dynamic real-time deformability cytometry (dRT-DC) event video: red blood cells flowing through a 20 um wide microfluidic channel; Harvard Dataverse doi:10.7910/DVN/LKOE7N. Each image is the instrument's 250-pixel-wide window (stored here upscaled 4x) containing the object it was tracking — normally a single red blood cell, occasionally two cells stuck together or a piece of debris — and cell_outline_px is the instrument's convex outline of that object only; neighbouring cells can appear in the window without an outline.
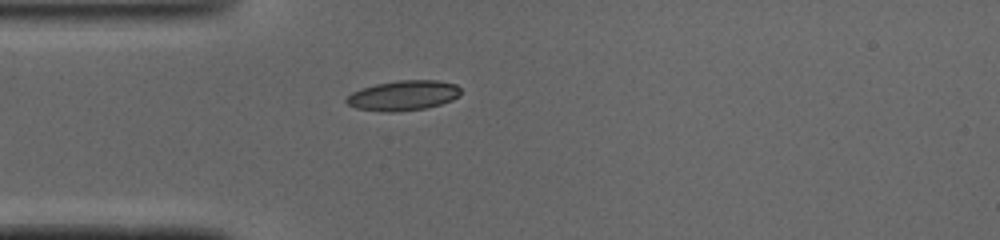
{"species": "common noctule bat (a hibernating species)", "species_latin": "Nyctalus noctula", "temperature_condition": "cold", "stored_images_in_passage": 21, "camera_frame_rate_fps": 3000, "um_per_image_px": 0.085, "animal": {"sex": "male", "body_mass_g": 19.0, "forearm_length_mm": 50.8}, "frame": {"image": 1, "passage_image": 1, "time_ms": 0.0, "image_size_px": [1000, 240], "cell_outline_px": [[460, 96], [452, 100], [440, 104], [424, 108], [392, 112], [380, 112], [356, 108], [348, 104], [344, 100], [352, 92], [376, 84], [396, 80], [436, 80], [456, 84], [460, 88]], "centroid_in_image_um": [34.28, 8.11], "position_along_channel_um": 50.7, "area_um2": 19.94}}
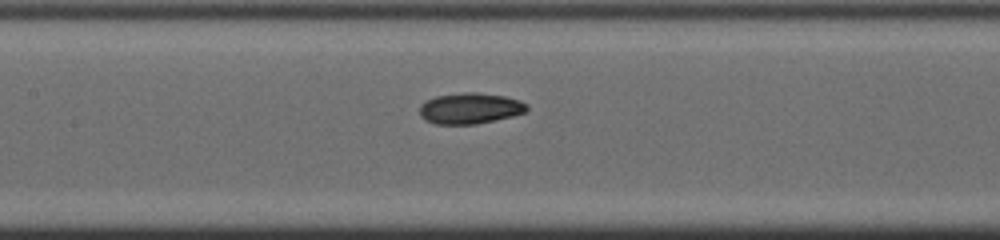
{"frame": {"image": 2, "passage_image": 10, "time_ms": 3.0, "image_size_px": [1000, 240], "cell_outline_px": [[528, 108], [524, 112], [512, 116], [476, 124], [436, 124], [424, 120], [420, 116], [420, 104], [436, 96], [464, 92], [476, 92], [504, 96], [520, 100], [528, 104]], "centroid_in_image_um": [39.94, 9.21], "position_along_channel_um": 167.5, "area_um2": 19.31}}
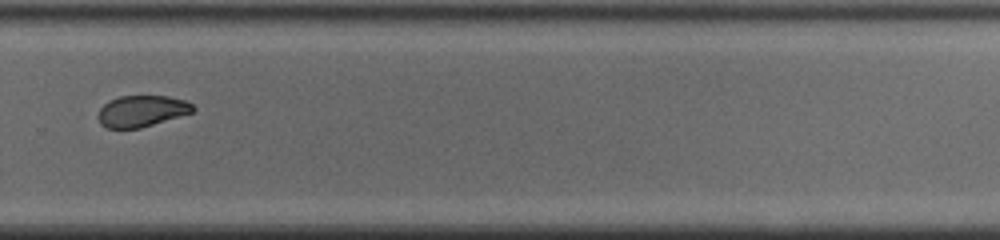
{"frame": {"image": 3, "passage_image": 21, "time_ms": 6.667, "image_size_px": [1000, 240], "cell_outline_px": [[196, 108], [192, 112], [140, 128], [108, 128], [100, 124], [96, 116], [100, 108], [108, 100], [120, 96], [168, 96], [184, 100], [192, 104]], "centroid_in_image_um": [12.0, 9.43], "position_along_channel_um": 317.8, "area_um2": 17.28}}